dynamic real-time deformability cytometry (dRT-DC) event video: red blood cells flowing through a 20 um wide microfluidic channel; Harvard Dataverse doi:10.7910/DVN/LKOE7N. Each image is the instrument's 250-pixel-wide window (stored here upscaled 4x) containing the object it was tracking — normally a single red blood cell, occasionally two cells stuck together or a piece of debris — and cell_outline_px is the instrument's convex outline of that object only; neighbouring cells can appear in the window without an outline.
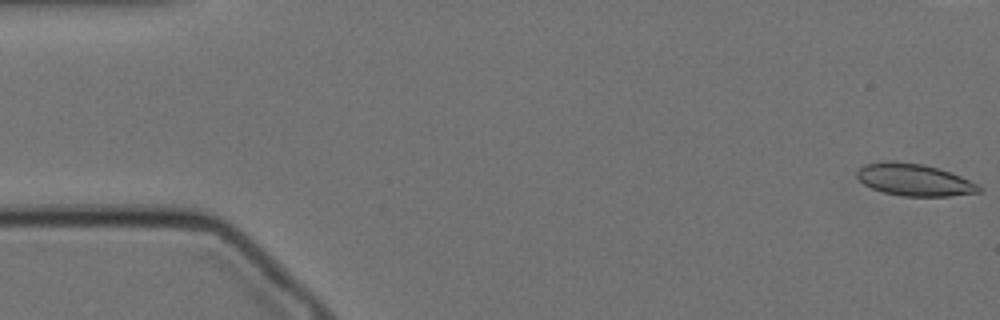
{"species": "Egyptian fruit bat (a non-hibernating species)", "species_latin": "Rousettus aegyptiacus", "temperature_condition": "cold", "stored_images_in_passage": 59, "camera_frame_rate_fps": 3000, "um_per_image_px": 0.085, "animal": {"sex": "female"}, "frame": {"image": 1, "passage_image": 1, "time_ms": 0.0, "image_size_px": [1000, 320], "cell_outline_px": [[984, 192], [948, 196], [900, 196], [884, 192], [872, 188], [864, 184], [856, 176], [856, 172], [864, 164], [888, 160], [896, 160], [924, 164], [960, 176], [980, 184], [984, 188]], "centroid_in_image_um": [77.74, 15.28], "position_along_channel_um": 7.3, "area_um2": 23.06}}
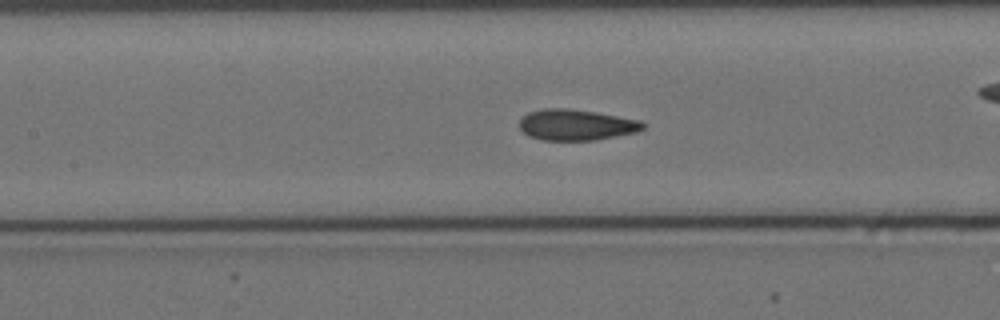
{"frame": {"image": 2, "passage_image": 25, "time_ms": 8.0, "image_size_px": [1000, 320], "cell_outline_px": [[648, 124], [644, 128], [636, 132], [596, 140], [540, 140], [528, 136], [520, 128], [520, 120], [528, 112], [544, 108], [564, 108], [596, 112], [640, 120]], "centroid_in_image_um": [48.99, 10.61], "position_along_channel_um": 158.4, "area_um2": 22.31}}
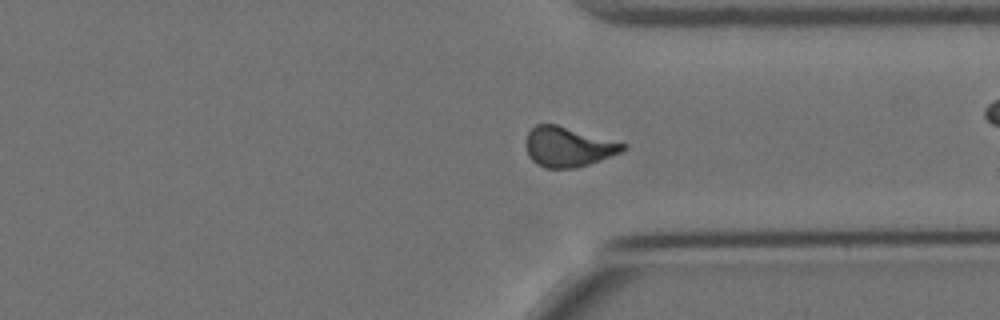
{"frame": {"image": 3, "passage_image": 43, "time_ms": 14.0, "image_size_px": [1000, 320], "cell_outline_px": [[628, 148], [620, 152], [600, 160], [576, 168], [544, 168], [536, 164], [528, 156], [524, 144], [528, 132], [536, 124], [556, 124], [628, 144]], "centroid_in_image_um": [48.26, 12.48], "position_along_channel_um": 363.1, "area_um2": 22.66}, "authors_computed_cell_mechanics": {"area_um2": 22.1952, "velocity_mm_per_s": 3.43, "shape_relaxation_time_tau1_ms": null, "shape_relaxation_time_tau2_ms": 2.1989, "deformation_change_tau1": null, "deformation_change_tau2": 0.0661}}